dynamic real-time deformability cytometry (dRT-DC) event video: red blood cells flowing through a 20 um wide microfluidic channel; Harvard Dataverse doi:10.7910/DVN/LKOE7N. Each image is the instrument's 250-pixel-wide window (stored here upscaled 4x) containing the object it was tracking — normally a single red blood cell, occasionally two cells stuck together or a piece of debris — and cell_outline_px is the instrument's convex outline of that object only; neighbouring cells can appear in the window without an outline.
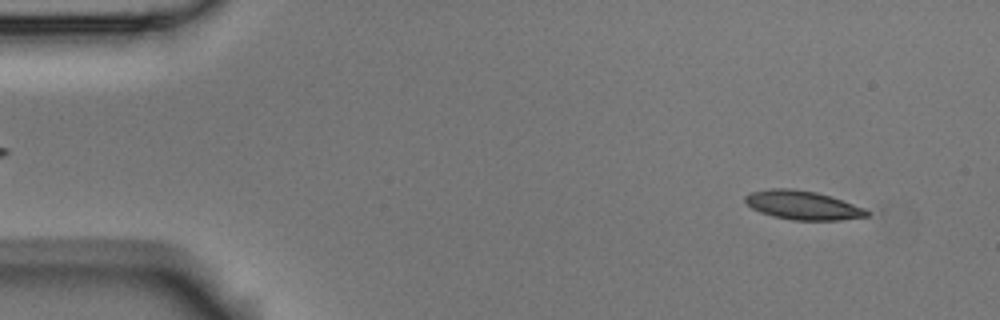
{"species": "Egyptian fruit bat (a non-hibernating species)", "species_latin": "Rousettus aegyptiacus", "temperature_condition": "room temperature", "stored_images_in_passage": 53, "camera_frame_rate_fps": 3000, "um_per_image_px": 0.085, "animal": {"sex": "male"}, "frame": {"image": 1, "passage_image": 4, "time_ms": 1.0, "image_size_px": [1000, 320], "cell_outline_px": [[868, 216], [840, 220], [792, 220], [772, 216], [760, 212], [752, 208], [744, 200], [744, 196], [748, 192], [772, 188], [792, 188], [816, 192], [832, 196], [864, 208], [868, 212]], "centroid_in_image_um": [68.19, 17.43], "position_along_channel_um": 16.8, "area_um2": 20.52}}
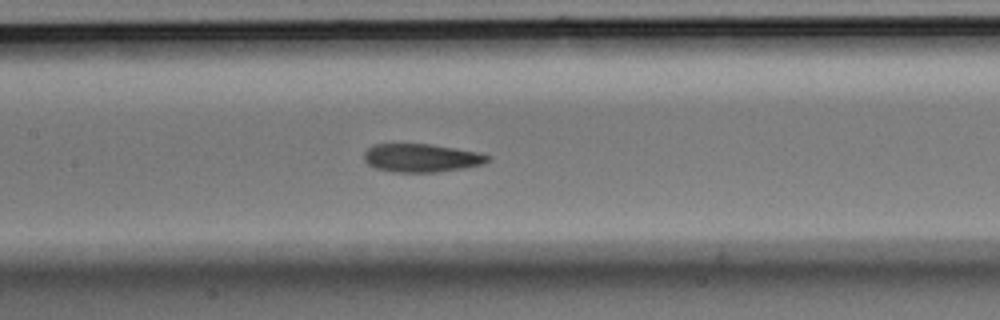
{"frame": {"image": 2, "passage_image": 24, "time_ms": 7.667, "image_size_px": [1000, 320], "cell_outline_px": [[492, 156], [484, 164], [468, 168], [436, 172], [392, 172], [376, 168], [368, 164], [364, 160], [364, 152], [372, 144], [432, 144], [480, 152]], "centroid_in_image_um": [35.86, 13.42], "position_along_channel_um": 171.5, "area_um2": 20.69}}
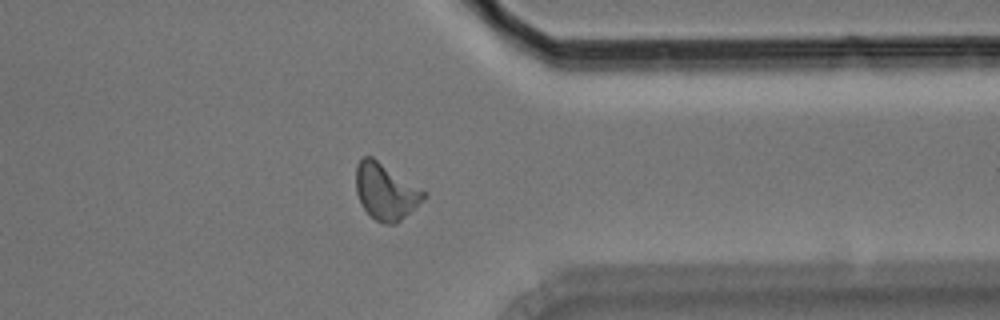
{"frame": {"image": 3, "passage_image": 41, "time_ms": 13.333, "image_size_px": [1000, 320], "cell_outline_px": [[428, 196], [396, 224], [384, 224], [376, 220], [360, 204], [356, 192], [356, 164], [360, 156], [372, 156], [428, 192]], "centroid_in_image_um": [32.79, 16.25], "position_along_channel_um": 378.6, "area_um2": 22.48}, "authors_computed_cell_mechanics": {"area_um2": 20.7502, "velocity_mm_per_s": 3.7693, "shape_relaxation_time_tau1_ms": 4.4899, "shape_relaxation_time_tau2_ms": 2.5394, "deformation_change_tau1": 0.1543, "deformation_change_tau2": 0.102}}